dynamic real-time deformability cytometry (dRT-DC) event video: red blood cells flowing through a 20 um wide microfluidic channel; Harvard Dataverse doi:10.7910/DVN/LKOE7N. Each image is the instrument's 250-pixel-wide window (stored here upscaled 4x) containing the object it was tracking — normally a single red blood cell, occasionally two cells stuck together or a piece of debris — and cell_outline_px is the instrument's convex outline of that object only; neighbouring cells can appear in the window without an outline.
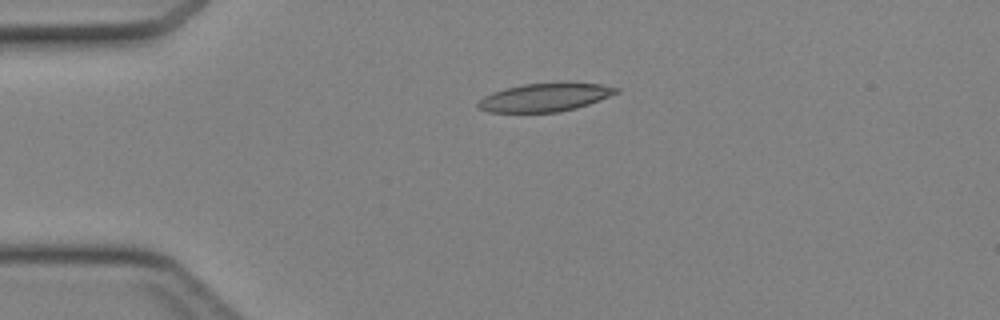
{"species": "Egyptian fruit bat (a non-hibernating species)", "species_latin": "Rousettus aegyptiacus", "temperature_condition": "cold", "stored_images_in_passage": 37, "camera_frame_rate_fps": 3000, "um_per_image_px": 0.085, "animal": {"sex": "female"}, "frame": {"image": 1, "passage_image": 2, "time_ms": 0.333, "image_size_px": [1000, 320], "cell_outline_px": [[620, 92], [588, 104], [576, 108], [560, 112], [488, 112], [476, 108], [476, 104], [484, 96], [492, 92], [504, 88], [520, 84], [568, 80], [572, 80], [600, 84], [620, 88]], "centroid_in_image_um": [46.34, 8.23], "position_along_channel_um": 38.7, "area_um2": 23.64}}
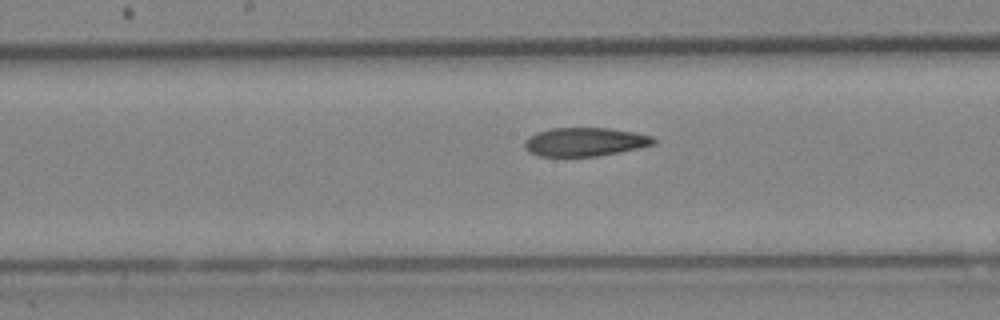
{"frame": {"image": 2, "passage_image": 15, "time_ms": 4.667, "image_size_px": [1000, 320], "cell_outline_px": [[656, 144], [620, 152], [596, 156], [540, 156], [528, 152], [524, 148], [524, 140], [528, 136], [536, 132], [552, 128], [608, 128], [632, 132], [652, 136], [656, 140]], "centroid_in_image_um": [49.68, 12.06], "position_along_channel_um": 198.5, "area_um2": 21.56}}
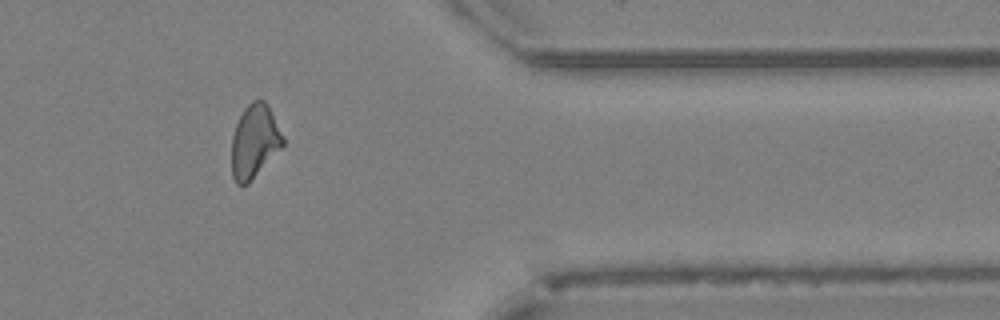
{"frame": {"image": 3, "passage_image": 29, "time_ms": 9.333, "image_size_px": [1000, 320], "cell_outline_px": [[284, 144], [248, 184], [236, 184], [232, 176], [232, 136], [236, 124], [244, 108], [252, 100], [264, 100], [268, 104], [284, 140]], "centroid_in_image_um": [21.61, 12.01], "position_along_channel_um": 389.8, "area_um2": 21.62}}